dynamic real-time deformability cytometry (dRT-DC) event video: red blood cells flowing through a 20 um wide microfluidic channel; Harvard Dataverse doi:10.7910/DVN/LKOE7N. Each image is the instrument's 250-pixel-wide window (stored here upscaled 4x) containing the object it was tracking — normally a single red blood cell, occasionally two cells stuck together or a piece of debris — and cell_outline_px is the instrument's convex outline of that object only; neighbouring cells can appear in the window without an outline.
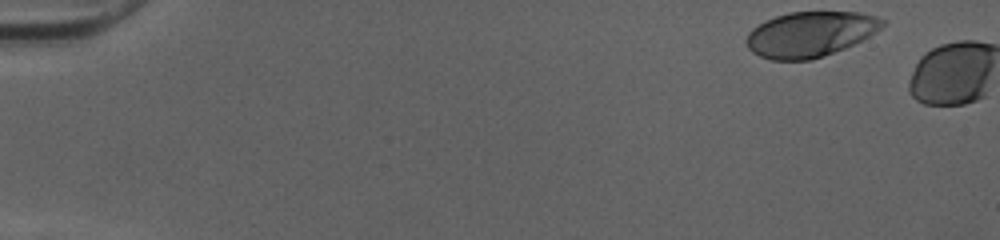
{"species": "human", "species_latin": "Homo sapiens", "temperature_condition": "cold", "stored_images_in_passage": 4, "camera_frame_rate_fps": 3000, "um_per_image_px": 0.085, "donor": {"sex": "female"}, "frame": {"image": 1, "passage_image": 1, "time_ms": 0.0, "image_size_px": [1000, 240], "cell_outline_px": [[884, 24], [880, 28], [868, 36], [844, 48], [824, 56], [812, 60], [772, 60], [760, 56], [752, 52], [748, 48], [744, 40], [748, 32], [752, 28], [764, 20], [788, 12], [860, 12], [876, 16], [884, 20]], "centroid_in_image_um": [68.8, 2.9], "position_along_channel_um": 16.2, "area_um2": 35.89}}